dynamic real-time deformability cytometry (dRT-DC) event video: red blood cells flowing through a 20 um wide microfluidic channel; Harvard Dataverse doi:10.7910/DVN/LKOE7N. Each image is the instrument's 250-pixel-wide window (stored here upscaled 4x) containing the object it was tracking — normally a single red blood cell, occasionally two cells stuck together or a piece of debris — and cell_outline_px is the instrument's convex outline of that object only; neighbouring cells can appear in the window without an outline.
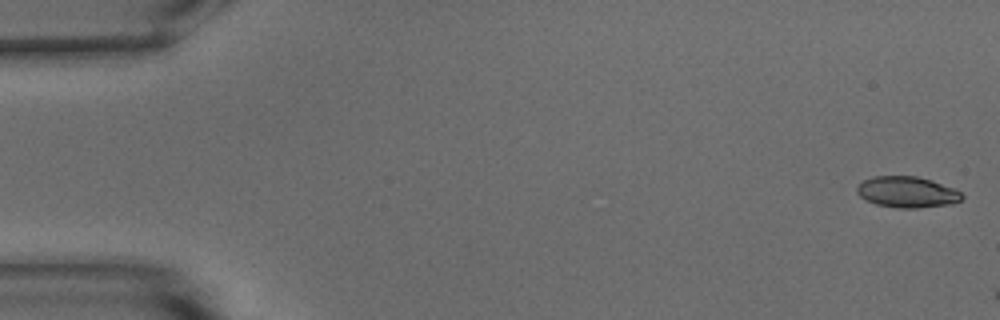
{"species": "common noctule bat (a hibernating species)", "species_latin": "Nyctalus noctula", "temperature_condition": "warm", "stored_images_in_passage": 16, "camera_frame_rate_fps": 3000, "um_per_image_px": 0.085, "animal": {"sex": "male", "body_mass_g": 15.6}, "frame": {"image": 1, "passage_image": 1, "time_ms": 0.0, "image_size_px": [1000, 320], "cell_outline_px": [[964, 196], [960, 200], [952, 204], [916, 208], [896, 208], [876, 204], [864, 200], [856, 192], [856, 188], [864, 180], [872, 176], [916, 176], [932, 180], [956, 188]], "centroid_in_image_um": [77.11, 16.32], "position_along_channel_um": 7.9, "area_um2": 19.19}}